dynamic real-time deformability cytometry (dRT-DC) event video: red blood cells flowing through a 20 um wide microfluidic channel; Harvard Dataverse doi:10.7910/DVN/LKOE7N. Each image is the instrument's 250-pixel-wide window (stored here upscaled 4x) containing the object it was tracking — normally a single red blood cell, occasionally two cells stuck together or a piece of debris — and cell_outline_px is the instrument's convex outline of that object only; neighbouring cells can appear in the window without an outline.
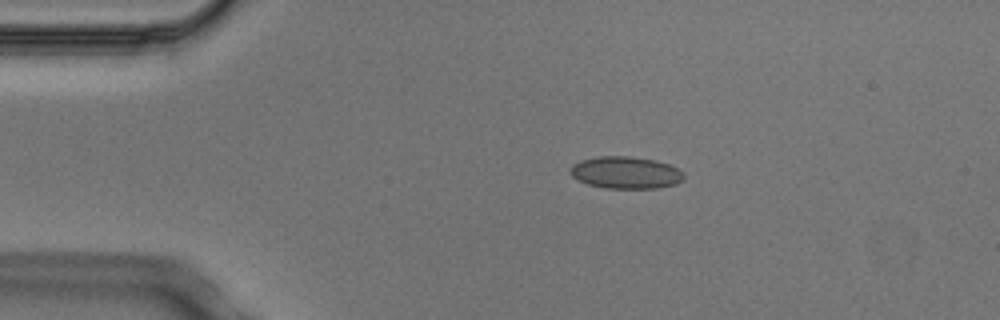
{"species": "Egyptian fruit bat (a non-hibernating species)", "species_latin": "Rousettus aegyptiacus", "temperature_condition": "cold", "stored_images_in_passage": 3, "camera_frame_rate_fps": 3000, "um_per_image_px": 0.085, "animal": {"sex": "male"}, "frame": {"image": 1, "passage_image": 1, "time_ms": 0.0, "image_size_px": [1000, 320], "cell_outline_px": [[684, 180], [676, 184], [656, 188], [604, 188], [588, 184], [572, 176], [568, 168], [572, 164], [580, 160], [596, 156], [628, 156], [656, 160], [668, 164], [676, 168], [684, 176]], "centroid_in_image_um": [53.15, 14.66], "position_along_channel_um": 31.9, "area_um2": 21.27}}